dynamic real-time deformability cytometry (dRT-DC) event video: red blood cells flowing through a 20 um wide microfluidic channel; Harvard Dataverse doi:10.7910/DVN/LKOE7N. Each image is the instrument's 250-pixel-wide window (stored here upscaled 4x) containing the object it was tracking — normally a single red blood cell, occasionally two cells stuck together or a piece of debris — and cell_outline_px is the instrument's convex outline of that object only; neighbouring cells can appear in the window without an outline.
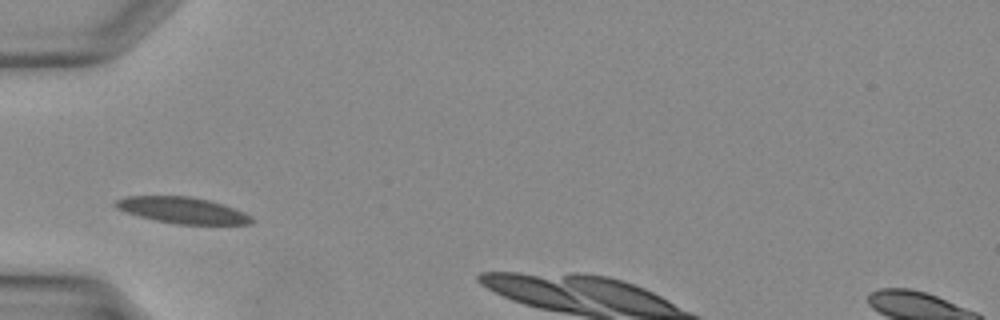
{"species": "Egyptian fruit bat (a non-hibernating species)", "species_latin": "Rousettus aegyptiacus", "temperature_condition": "warm", "stored_images_in_passage": 24, "camera_frame_rate_fps": 3000, "um_per_image_px": 0.085, "animal": {"sex": "female"}, "frame": {"image": 1, "passage_image": 1, "time_ms": 0.0, "image_size_px": [1000, 320], "cell_outline_px": [[256, 220], [252, 224], [180, 224], [156, 220], [140, 216], [116, 208], [112, 204], [116, 200], [124, 196], [192, 196], [224, 204], [244, 212]], "centroid_in_image_um": [15.53, 17.86], "position_along_channel_um": 69.5, "area_um2": 20.75}}